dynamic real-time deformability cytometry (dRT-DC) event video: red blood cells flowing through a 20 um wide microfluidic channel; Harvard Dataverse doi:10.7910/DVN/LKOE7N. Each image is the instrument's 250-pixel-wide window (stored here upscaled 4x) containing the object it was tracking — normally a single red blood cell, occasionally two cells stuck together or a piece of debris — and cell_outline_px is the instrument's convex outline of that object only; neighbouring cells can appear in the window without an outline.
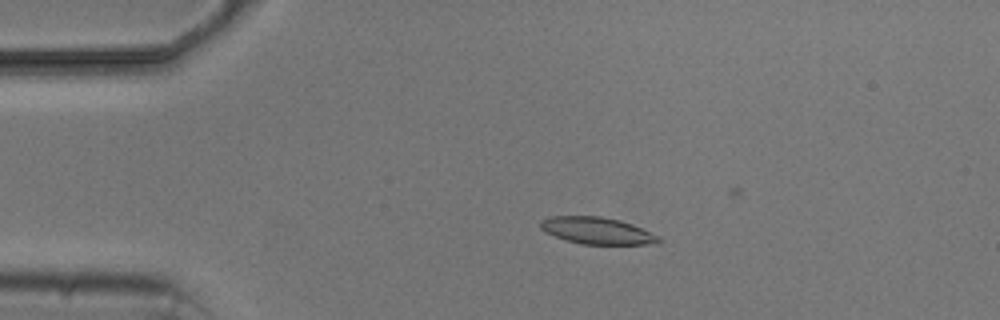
{"species": "common noctule bat (a hibernating species)", "species_latin": "Nyctalus noctula", "temperature_condition": "cold", "stored_images_in_passage": 5, "camera_frame_rate_fps": 3000, "um_per_image_px": 0.085, "animal": {"sex": "male", "body_mass_g": 20.5, "forearm_length_mm": 52.5}, "frame": {"image": 1, "passage_image": 4, "time_ms": 3.667, "image_size_px": [1000, 320], "cell_outline_px": [[664, 240], [660, 244], [580, 244], [556, 236], [540, 228], [540, 220], [552, 216], [600, 216], [620, 220], [632, 224], [660, 236]], "centroid_in_image_um": [50.82, 19.61], "position_along_channel_um": 34.2, "area_um2": 18.5}}